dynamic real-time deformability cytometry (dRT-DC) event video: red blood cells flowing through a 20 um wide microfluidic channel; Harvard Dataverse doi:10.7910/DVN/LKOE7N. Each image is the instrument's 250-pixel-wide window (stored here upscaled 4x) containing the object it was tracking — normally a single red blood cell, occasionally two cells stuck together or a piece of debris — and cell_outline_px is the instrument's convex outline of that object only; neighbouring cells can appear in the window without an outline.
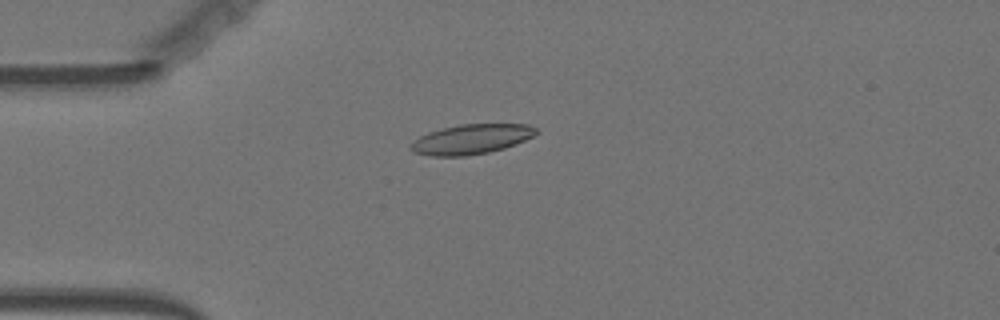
{"species": "Egyptian fruit bat (a non-hibernating species)", "species_latin": "Rousettus aegyptiacus", "temperature_condition": "warm", "stored_images_in_passage": 57, "camera_frame_rate_fps": 3000, "um_per_image_px": 0.085, "animal": {"sex": "female"}, "frame": {"image": 1, "passage_image": 15, "time_ms": 4.667, "image_size_px": [1000, 320], "cell_outline_px": [[536, 132], [532, 136], [516, 144], [504, 148], [488, 152], [464, 156], [432, 156], [416, 152], [408, 148], [408, 144], [420, 136], [428, 132], [460, 124], [528, 124], [536, 128]], "centroid_in_image_um": [40.02, 11.83], "position_along_channel_um": 45.0, "area_um2": 21.62}}
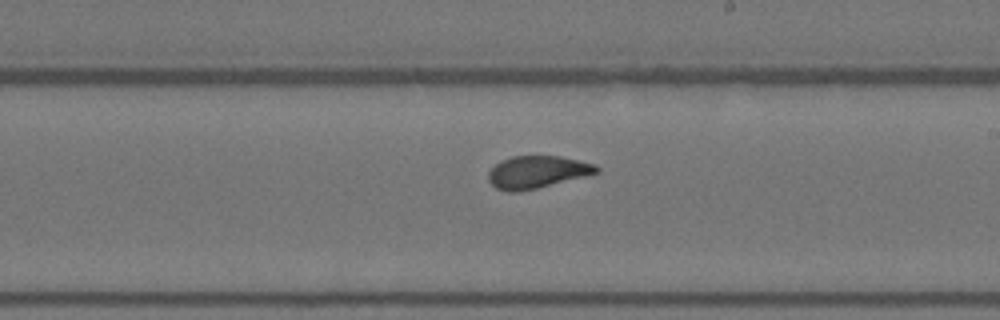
{"frame": {"image": 2, "passage_image": 33, "time_ms": 10.667, "image_size_px": [1000, 320], "cell_outline_px": [[600, 172], [520, 192], [508, 192], [496, 188], [488, 180], [488, 172], [500, 160], [512, 156], [560, 156], [596, 164], [600, 168]], "centroid_in_image_um": [45.64, 14.62], "position_along_channel_um": 243.4, "area_um2": 20.35}}
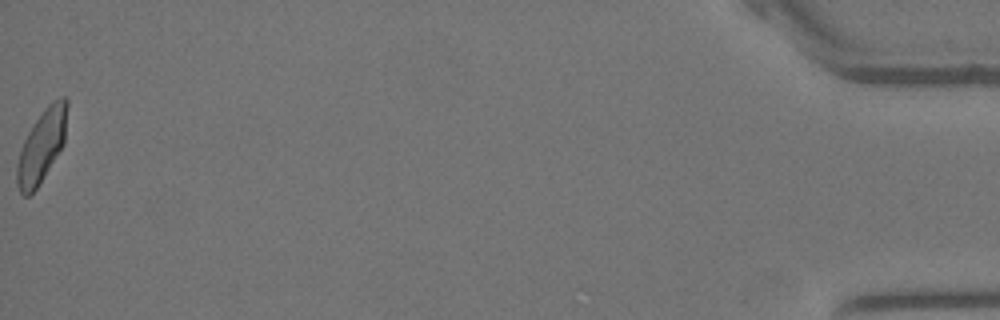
{"frame": {"image": 3, "passage_image": 57, "time_ms": 18.667, "image_size_px": [1000, 320], "cell_outline_px": [[68, 104], [64, 144], [36, 188], [28, 196], [24, 196], [20, 192], [16, 184], [16, 164], [24, 140], [28, 132], [44, 108], [52, 100], [60, 96], [64, 96], [68, 100]], "centroid_in_image_um": [3.55, 12.37], "position_along_channel_um": 431.7, "area_um2": 21.1}, "authors_computed_cell_mechanics": {"area_um2": 20.808, "velocity_mm_per_s": 3.6102, "shape_relaxation_time_tau1_ms": 4.3475, "shape_relaxation_time_tau2_ms": 1.252, "deformation_change_tau1": 0.1429, "deformation_change_tau2": 0.0822}}